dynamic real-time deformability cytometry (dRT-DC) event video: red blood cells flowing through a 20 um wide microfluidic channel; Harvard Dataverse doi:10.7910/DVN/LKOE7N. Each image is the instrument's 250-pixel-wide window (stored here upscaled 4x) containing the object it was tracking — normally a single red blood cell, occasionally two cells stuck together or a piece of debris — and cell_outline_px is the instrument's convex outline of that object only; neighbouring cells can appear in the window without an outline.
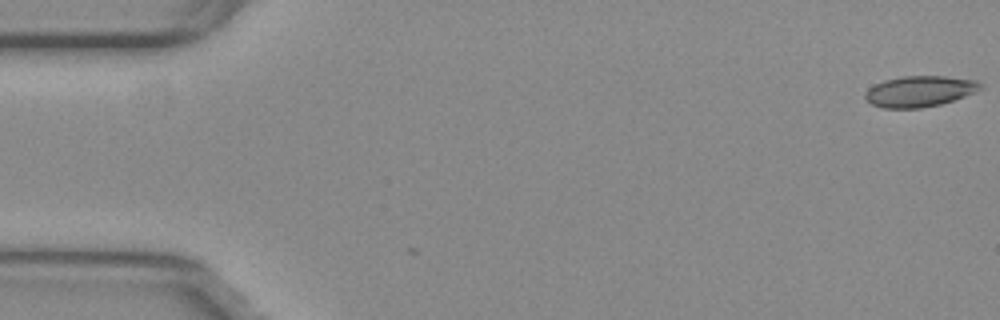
{"species": "common noctule bat (a hibernating species)", "species_latin": "Nyctalus noctula", "temperature_condition": "warm", "stored_images_in_passage": 3, "camera_frame_rate_fps": 3000, "um_per_image_px": 0.085, "animal": {"sex": "female", "body_mass_g": 29.2, "forearm_length_mm": 56.3}, "frame": {"image": 1, "passage_image": 3, "time_ms": 0.667, "image_size_px": [1000, 320], "cell_outline_px": [[984, 88], [976, 92], [940, 104], [920, 108], [884, 108], [872, 104], [864, 100], [864, 92], [868, 88], [884, 80], [904, 76], [944, 76], [976, 80], [984, 84]], "centroid_in_image_um": [78.17, 7.76], "position_along_channel_um": 6.8, "area_um2": 20.87}}